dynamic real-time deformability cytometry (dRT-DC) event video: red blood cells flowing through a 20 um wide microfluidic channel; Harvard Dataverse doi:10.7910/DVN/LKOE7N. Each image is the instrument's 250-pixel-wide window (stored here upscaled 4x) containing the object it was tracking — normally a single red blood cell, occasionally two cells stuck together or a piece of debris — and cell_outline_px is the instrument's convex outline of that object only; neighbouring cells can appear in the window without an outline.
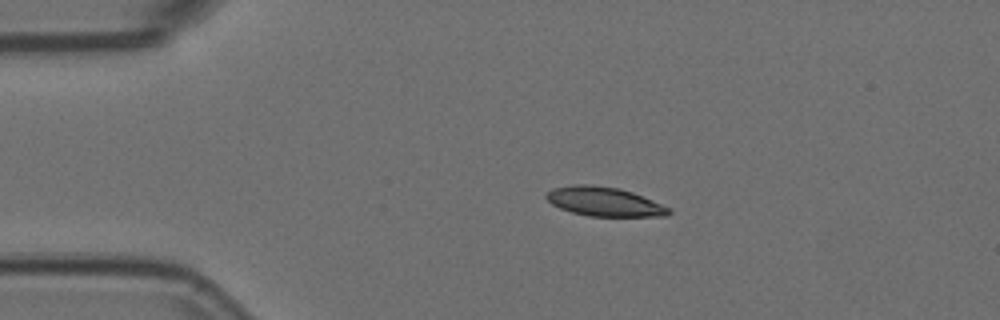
{"species": "Egyptian fruit bat (a non-hibernating species)", "species_latin": "Rousettus aegyptiacus", "temperature_condition": "room temperature", "stored_images_in_passage": 44, "camera_frame_rate_fps": 3000, "um_per_image_px": 0.085, "animal": {"sex": "female"}, "frame": {"image": 1, "passage_image": 1, "time_ms": 0.0, "image_size_px": [1000, 320], "cell_outline_px": [[672, 212], [668, 216], [588, 216], [572, 212], [560, 208], [552, 204], [544, 196], [552, 188], [572, 184], [592, 184], [620, 188], [632, 192], [672, 208]], "centroid_in_image_um": [51.37, 17.13], "position_along_channel_um": 33.6, "area_um2": 20.98}}
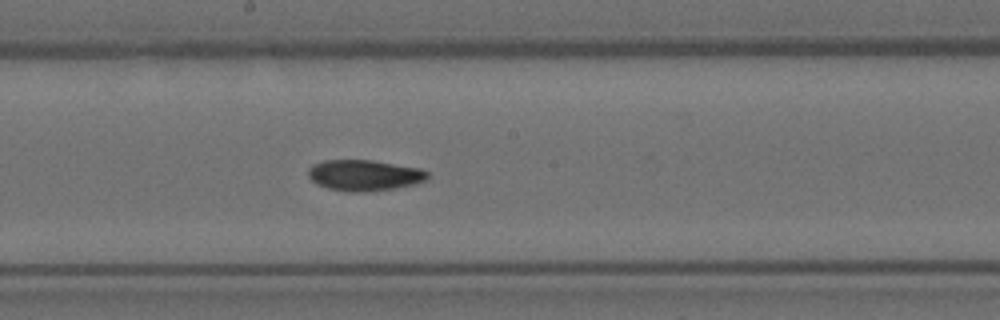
{"frame": {"image": 2, "passage_image": 19, "time_ms": 6.0, "image_size_px": [1000, 320], "cell_outline_px": [[428, 180], [416, 184], [396, 188], [368, 192], [348, 192], [328, 188], [316, 184], [308, 176], [308, 168], [312, 164], [324, 160], [372, 160], [420, 168], [428, 172]], "centroid_in_image_um": [30.97, 14.9], "position_along_channel_um": 217.2, "area_um2": 21.79}}
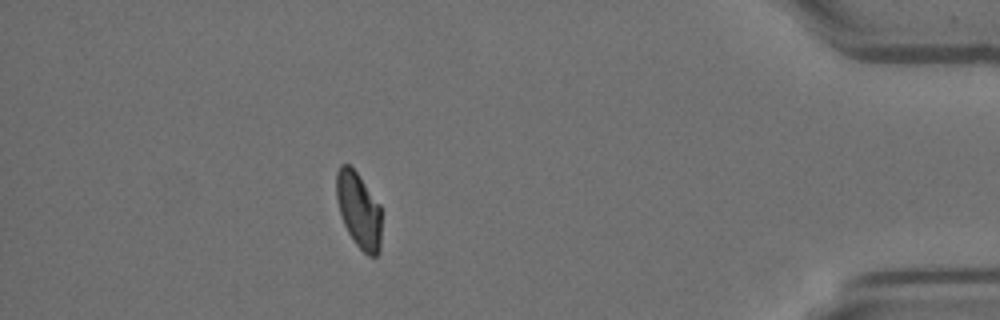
{"frame": {"image": 3, "passage_image": 38, "time_ms": 12.333, "image_size_px": [1000, 320], "cell_outline_px": [[380, 252], [376, 256], [368, 256], [356, 244], [348, 232], [344, 224], [340, 212], [336, 196], [336, 172], [340, 164], [348, 164], [356, 172], [380, 204]], "centroid_in_image_um": [30.49, 17.86], "position_along_channel_um": 404.7, "area_um2": 19.71}, "authors_computed_cell_mechanics": {"area_um2": 21.2415, "velocity_mm_per_s": 3.7447, "shape_relaxation_time_tau1_ms": 8.7514, "shape_relaxation_time_tau2_ms": 4.5696, "deformation_change_tau1": 0.1886, "deformation_change_tau2": 0.0845}}